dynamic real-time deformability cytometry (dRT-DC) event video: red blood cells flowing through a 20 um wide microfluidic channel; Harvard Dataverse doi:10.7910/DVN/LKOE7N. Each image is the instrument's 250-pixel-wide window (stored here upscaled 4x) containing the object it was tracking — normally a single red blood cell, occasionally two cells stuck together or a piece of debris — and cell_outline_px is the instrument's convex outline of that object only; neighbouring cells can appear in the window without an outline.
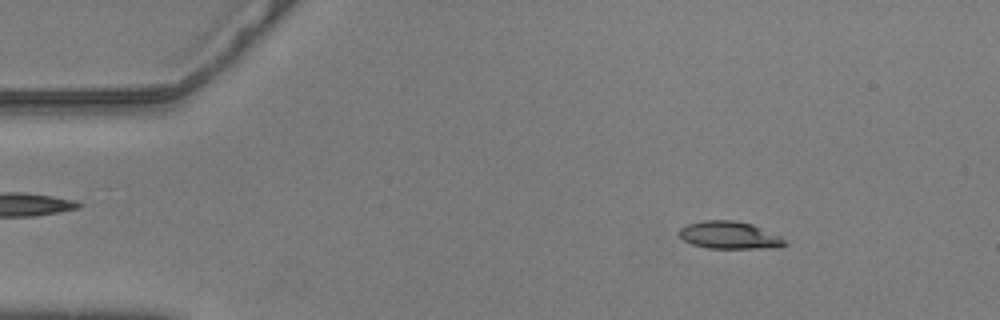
{"species": "common noctule bat (a hibernating species)", "species_latin": "Nyctalus noctula", "temperature_condition": "warm", "stored_images_in_passage": 56, "camera_frame_rate_fps": 3000, "um_per_image_px": 0.085, "animal": {"sex": "male", "body_mass_g": 20.5, "forearm_length_mm": 52.5}, "frame": {"image": 1, "passage_image": 7, "time_ms": 2.0, "image_size_px": [1000, 320], "cell_outline_px": [[788, 244], [780, 248], [708, 248], [692, 244], [684, 240], [676, 232], [680, 228], [688, 224], [704, 220], [732, 220], [752, 224], [780, 236]], "centroid_in_image_um": [62.0, 19.99], "position_along_channel_um": 23.0, "area_um2": 16.94}}
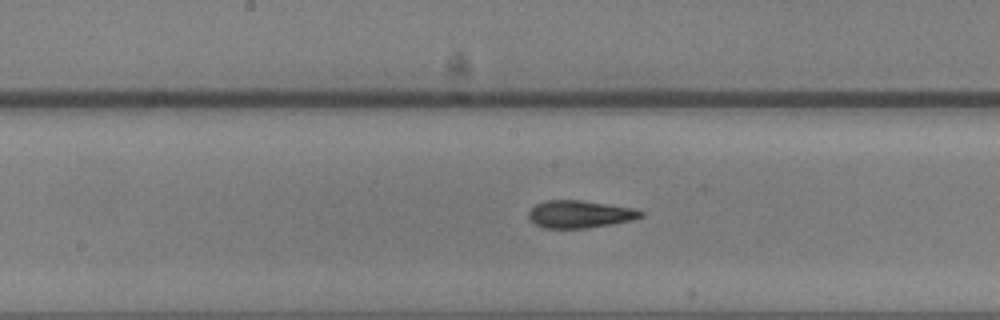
{"frame": {"image": 2, "passage_image": 28, "time_ms": 9.0, "image_size_px": [1000, 320], "cell_outline_px": [[644, 216], [632, 220], [612, 224], [588, 228], [544, 228], [528, 220], [528, 212], [536, 204], [544, 200], [580, 200], [636, 208], [644, 212]], "centroid_in_image_um": [49.29, 18.2], "position_along_channel_um": 198.9, "area_um2": 18.15}}
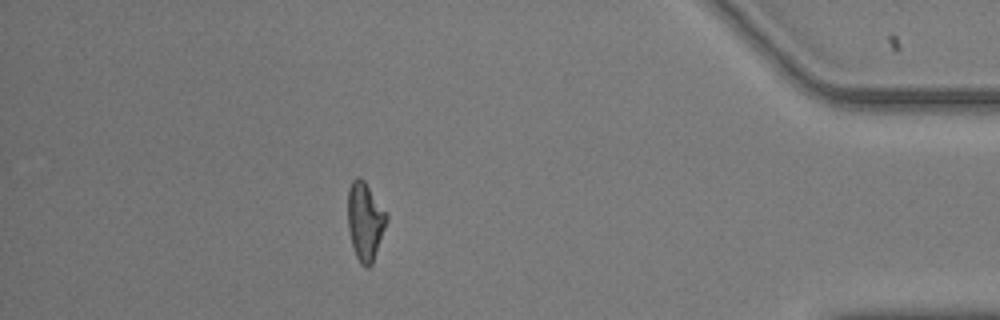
{"frame": {"image": 3, "passage_image": 49, "time_ms": 16.0, "image_size_px": [1000, 320], "cell_outline_px": [[388, 220], [372, 264], [368, 268], [364, 268], [360, 264], [352, 248], [348, 228], [348, 188], [352, 180], [356, 176], [360, 176], [364, 180], [388, 216]], "centroid_in_image_um": [31.01, 18.82], "position_along_channel_um": 404.2, "area_um2": 17.74}, "authors_computed_cell_mechanics": {"area_um2": 17.6579, "velocity_mm_per_s": 3.5779, "shape_relaxation_time_tau1_ms": 4.1187, "shape_relaxation_time_tau2_ms": 1.8859, "deformation_change_tau1": 0.1629, "deformation_change_tau2": 0.0856}}